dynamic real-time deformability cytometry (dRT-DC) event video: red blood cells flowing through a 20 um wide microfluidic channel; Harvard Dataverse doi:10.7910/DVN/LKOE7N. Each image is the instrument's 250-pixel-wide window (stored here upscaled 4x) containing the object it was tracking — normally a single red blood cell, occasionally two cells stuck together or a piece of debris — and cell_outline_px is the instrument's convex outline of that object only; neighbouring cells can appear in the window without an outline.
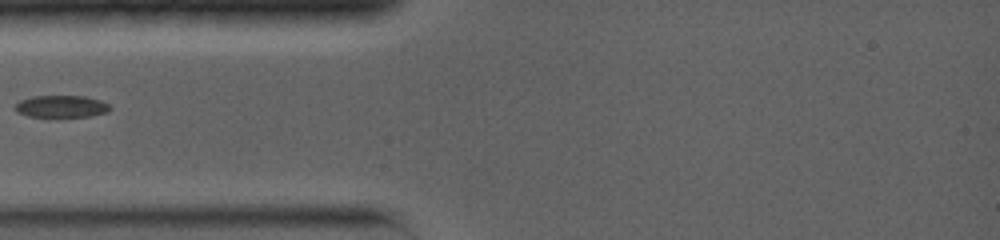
{"species": "common noctule bat (a hibernating species)", "species_latin": "Nyctalus noctula", "temperature_condition": "warm", "stored_images_in_passage": 17, "camera_frame_rate_fps": 5000, "um_per_image_px": 0.085, "animal": {"sex": "female", "body_mass_g": 19.0, "forearm_length_mm": 56.7}, "frame": {"image": 1, "passage_image": 1, "time_ms": 0.0, "image_size_px": [1000, 240], "cell_outline_px": [[112, 108], [108, 112], [92, 116], [28, 116], [16, 112], [12, 108], [20, 100], [32, 96], [84, 96], [100, 100], [108, 104]], "centroid_in_image_um": [5.2, 9.04], "position_along_channel_um": 79.8, "area_um2": 12.2}}